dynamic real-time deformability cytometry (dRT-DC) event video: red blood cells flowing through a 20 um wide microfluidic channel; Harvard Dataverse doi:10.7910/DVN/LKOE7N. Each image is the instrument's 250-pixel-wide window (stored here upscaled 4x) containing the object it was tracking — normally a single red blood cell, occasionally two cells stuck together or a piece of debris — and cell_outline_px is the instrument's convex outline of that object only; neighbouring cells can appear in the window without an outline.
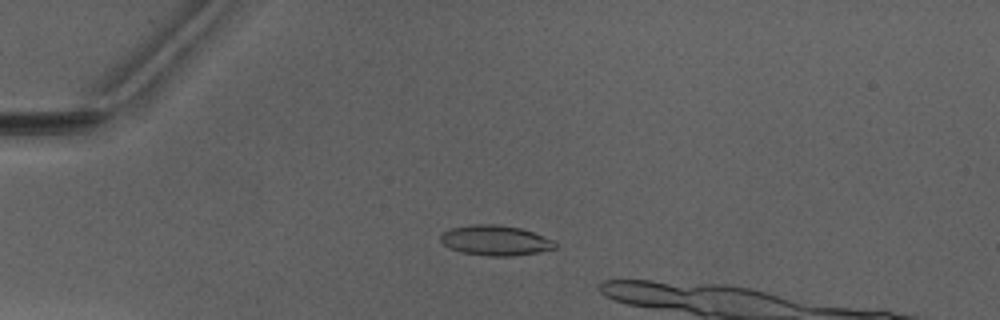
{"species": "Egyptian fruit bat (a non-hibernating species)", "species_latin": "Rousettus aegyptiacus", "temperature_condition": "warm", "stored_images_in_passage": 5, "camera_frame_rate_fps": 3000, "um_per_image_px": 0.085, "animal": {"sex": "male"}, "frame": {"image": 1, "passage_image": 3, "time_ms": 2.333, "image_size_px": [1000, 320], "cell_outline_px": [[556, 248], [536, 252], [512, 256], [484, 256], [460, 252], [448, 248], [440, 240], [440, 236], [444, 232], [452, 228], [472, 224], [496, 224], [520, 228], [532, 232], [552, 240], [556, 244]], "centroid_in_image_um": [42.06, 20.44], "position_along_channel_um": 42.9, "area_um2": 20.0}}